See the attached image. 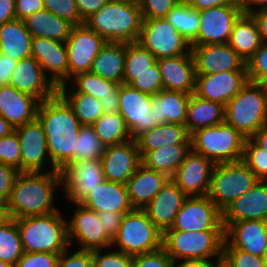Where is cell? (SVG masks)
Masks as SVG:
<instances>
[{
	"instance_id": "75",
	"label": "cell",
	"mask_w": 267,
	"mask_h": 267,
	"mask_svg": "<svg viewBox=\"0 0 267 267\" xmlns=\"http://www.w3.org/2000/svg\"><path fill=\"white\" fill-rule=\"evenodd\" d=\"M109 1H116V2H135L137 0H109Z\"/></svg>"
},
{
	"instance_id": "54",
	"label": "cell",
	"mask_w": 267,
	"mask_h": 267,
	"mask_svg": "<svg viewBox=\"0 0 267 267\" xmlns=\"http://www.w3.org/2000/svg\"><path fill=\"white\" fill-rule=\"evenodd\" d=\"M132 267H175V262L160 248L154 252L134 255Z\"/></svg>"
},
{
	"instance_id": "63",
	"label": "cell",
	"mask_w": 267,
	"mask_h": 267,
	"mask_svg": "<svg viewBox=\"0 0 267 267\" xmlns=\"http://www.w3.org/2000/svg\"><path fill=\"white\" fill-rule=\"evenodd\" d=\"M15 19V0H0V25Z\"/></svg>"
},
{
	"instance_id": "46",
	"label": "cell",
	"mask_w": 267,
	"mask_h": 267,
	"mask_svg": "<svg viewBox=\"0 0 267 267\" xmlns=\"http://www.w3.org/2000/svg\"><path fill=\"white\" fill-rule=\"evenodd\" d=\"M155 56L138 42L127 43L124 74H138L156 62Z\"/></svg>"
},
{
	"instance_id": "1",
	"label": "cell",
	"mask_w": 267,
	"mask_h": 267,
	"mask_svg": "<svg viewBox=\"0 0 267 267\" xmlns=\"http://www.w3.org/2000/svg\"><path fill=\"white\" fill-rule=\"evenodd\" d=\"M37 119L46 135L51 162L50 171H62L73 162V151L82 124L67 101L57 92L39 103Z\"/></svg>"
},
{
	"instance_id": "45",
	"label": "cell",
	"mask_w": 267,
	"mask_h": 267,
	"mask_svg": "<svg viewBox=\"0 0 267 267\" xmlns=\"http://www.w3.org/2000/svg\"><path fill=\"white\" fill-rule=\"evenodd\" d=\"M123 84L152 96L158 94L163 89V82L157 61L142 73L124 74Z\"/></svg>"
},
{
	"instance_id": "24",
	"label": "cell",
	"mask_w": 267,
	"mask_h": 267,
	"mask_svg": "<svg viewBox=\"0 0 267 267\" xmlns=\"http://www.w3.org/2000/svg\"><path fill=\"white\" fill-rule=\"evenodd\" d=\"M9 85L18 91L31 94L40 102L53 97L58 88L48 78L39 62L32 56L21 59L13 70Z\"/></svg>"
},
{
	"instance_id": "61",
	"label": "cell",
	"mask_w": 267,
	"mask_h": 267,
	"mask_svg": "<svg viewBox=\"0 0 267 267\" xmlns=\"http://www.w3.org/2000/svg\"><path fill=\"white\" fill-rule=\"evenodd\" d=\"M17 62L15 59L0 54V86L9 84Z\"/></svg>"
},
{
	"instance_id": "51",
	"label": "cell",
	"mask_w": 267,
	"mask_h": 267,
	"mask_svg": "<svg viewBox=\"0 0 267 267\" xmlns=\"http://www.w3.org/2000/svg\"><path fill=\"white\" fill-rule=\"evenodd\" d=\"M223 261L229 267H264L262 257L235 248H223Z\"/></svg>"
},
{
	"instance_id": "8",
	"label": "cell",
	"mask_w": 267,
	"mask_h": 267,
	"mask_svg": "<svg viewBox=\"0 0 267 267\" xmlns=\"http://www.w3.org/2000/svg\"><path fill=\"white\" fill-rule=\"evenodd\" d=\"M260 179L242 161L216 164L207 197L223 212Z\"/></svg>"
},
{
	"instance_id": "37",
	"label": "cell",
	"mask_w": 267,
	"mask_h": 267,
	"mask_svg": "<svg viewBox=\"0 0 267 267\" xmlns=\"http://www.w3.org/2000/svg\"><path fill=\"white\" fill-rule=\"evenodd\" d=\"M228 44L247 63L262 44L255 19L241 14L235 21Z\"/></svg>"
},
{
	"instance_id": "33",
	"label": "cell",
	"mask_w": 267,
	"mask_h": 267,
	"mask_svg": "<svg viewBox=\"0 0 267 267\" xmlns=\"http://www.w3.org/2000/svg\"><path fill=\"white\" fill-rule=\"evenodd\" d=\"M33 36L23 20H12L0 25V54L17 61L31 56Z\"/></svg>"
},
{
	"instance_id": "36",
	"label": "cell",
	"mask_w": 267,
	"mask_h": 267,
	"mask_svg": "<svg viewBox=\"0 0 267 267\" xmlns=\"http://www.w3.org/2000/svg\"><path fill=\"white\" fill-rule=\"evenodd\" d=\"M23 21L33 37H43L61 42L67 41L74 26L46 9L29 15Z\"/></svg>"
},
{
	"instance_id": "60",
	"label": "cell",
	"mask_w": 267,
	"mask_h": 267,
	"mask_svg": "<svg viewBox=\"0 0 267 267\" xmlns=\"http://www.w3.org/2000/svg\"><path fill=\"white\" fill-rule=\"evenodd\" d=\"M109 0H76L80 17L85 21L93 13L97 12Z\"/></svg>"
},
{
	"instance_id": "5",
	"label": "cell",
	"mask_w": 267,
	"mask_h": 267,
	"mask_svg": "<svg viewBox=\"0 0 267 267\" xmlns=\"http://www.w3.org/2000/svg\"><path fill=\"white\" fill-rule=\"evenodd\" d=\"M224 230L177 231L165 230L162 248L177 262L184 259L209 261L214 256L216 261L223 260Z\"/></svg>"
},
{
	"instance_id": "35",
	"label": "cell",
	"mask_w": 267,
	"mask_h": 267,
	"mask_svg": "<svg viewBox=\"0 0 267 267\" xmlns=\"http://www.w3.org/2000/svg\"><path fill=\"white\" fill-rule=\"evenodd\" d=\"M225 122V106L191 94L185 126L191 135L196 130Z\"/></svg>"
},
{
	"instance_id": "47",
	"label": "cell",
	"mask_w": 267,
	"mask_h": 267,
	"mask_svg": "<svg viewBox=\"0 0 267 267\" xmlns=\"http://www.w3.org/2000/svg\"><path fill=\"white\" fill-rule=\"evenodd\" d=\"M242 161L262 181H267V151L252 138H246Z\"/></svg>"
},
{
	"instance_id": "59",
	"label": "cell",
	"mask_w": 267,
	"mask_h": 267,
	"mask_svg": "<svg viewBox=\"0 0 267 267\" xmlns=\"http://www.w3.org/2000/svg\"><path fill=\"white\" fill-rule=\"evenodd\" d=\"M45 9L43 0H15V16L17 20H24L29 15Z\"/></svg>"
},
{
	"instance_id": "16",
	"label": "cell",
	"mask_w": 267,
	"mask_h": 267,
	"mask_svg": "<svg viewBox=\"0 0 267 267\" xmlns=\"http://www.w3.org/2000/svg\"><path fill=\"white\" fill-rule=\"evenodd\" d=\"M215 163L192 149L175 171L171 180L188 196H207Z\"/></svg>"
},
{
	"instance_id": "32",
	"label": "cell",
	"mask_w": 267,
	"mask_h": 267,
	"mask_svg": "<svg viewBox=\"0 0 267 267\" xmlns=\"http://www.w3.org/2000/svg\"><path fill=\"white\" fill-rule=\"evenodd\" d=\"M191 135L185 125L162 123L143 132L135 140L140 156L166 145L191 144Z\"/></svg>"
},
{
	"instance_id": "21",
	"label": "cell",
	"mask_w": 267,
	"mask_h": 267,
	"mask_svg": "<svg viewBox=\"0 0 267 267\" xmlns=\"http://www.w3.org/2000/svg\"><path fill=\"white\" fill-rule=\"evenodd\" d=\"M247 82V72L225 71L210 75H196L194 94L226 106Z\"/></svg>"
},
{
	"instance_id": "2",
	"label": "cell",
	"mask_w": 267,
	"mask_h": 267,
	"mask_svg": "<svg viewBox=\"0 0 267 267\" xmlns=\"http://www.w3.org/2000/svg\"><path fill=\"white\" fill-rule=\"evenodd\" d=\"M62 185L60 171L19 172L6 204L10 218L46 215L58 211L54 189Z\"/></svg>"
},
{
	"instance_id": "74",
	"label": "cell",
	"mask_w": 267,
	"mask_h": 267,
	"mask_svg": "<svg viewBox=\"0 0 267 267\" xmlns=\"http://www.w3.org/2000/svg\"><path fill=\"white\" fill-rule=\"evenodd\" d=\"M262 258H263V262H264V267H267V250L265 251Z\"/></svg>"
},
{
	"instance_id": "41",
	"label": "cell",
	"mask_w": 267,
	"mask_h": 267,
	"mask_svg": "<svg viewBox=\"0 0 267 267\" xmlns=\"http://www.w3.org/2000/svg\"><path fill=\"white\" fill-rule=\"evenodd\" d=\"M165 18L189 43L197 37L199 11L185 0L178 1Z\"/></svg>"
},
{
	"instance_id": "25",
	"label": "cell",
	"mask_w": 267,
	"mask_h": 267,
	"mask_svg": "<svg viewBox=\"0 0 267 267\" xmlns=\"http://www.w3.org/2000/svg\"><path fill=\"white\" fill-rule=\"evenodd\" d=\"M251 219L267 221V181L260 180L223 211L224 230L233 222Z\"/></svg>"
},
{
	"instance_id": "34",
	"label": "cell",
	"mask_w": 267,
	"mask_h": 267,
	"mask_svg": "<svg viewBox=\"0 0 267 267\" xmlns=\"http://www.w3.org/2000/svg\"><path fill=\"white\" fill-rule=\"evenodd\" d=\"M127 43H110L94 58L90 73L108 81L123 84Z\"/></svg>"
},
{
	"instance_id": "17",
	"label": "cell",
	"mask_w": 267,
	"mask_h": 267,
	"mask_svg": "<svg viewBox=\"0 0 267 267\" xmlns=\"http://www.w3.org/2000/svg\"><path fill=\"white\" fill-rule=\"evenodd\" d=\"M77 209L72 219L67 221V236L69 245L76 238L81 244L80 250H96L109 248L112 240L107 236L96 211L75 203Z\"/></svg>"
},
{
	"instance_id": "68",
	"label": "cell",
	"mask_w": 267,
	"mask_h": 267,
	"mask_svg": "<svg viewBox=\"0 0 267 267\" xmlns=\"http://www.w3.org/2000/svg\"><path fill=\"white\" fill-rule=\"evenodd\" d=\"M251 138L267 151V126L259 129Z\"/></svg>"
},
{
	"instance_id": "7",
	"label": "cell",
	"mask_w": 267,
	"mask_h": 267,
	"mask_svg": "<svg viewBox=\"0 0 267 267\" xmlns=\"http://www.w3.org/2000/svg\"><path fill=\"white\" fill-rule=\"evenodd\" d=\"M190 138L191 149L215 164L242 160L246 137L226 122L196 130Z\"/></svg>"
},
{
	"instance_id": "12",
	"label": "cell",
	"mask_w": 267,
	"mask_h": 267,
	"mask_svg": "<svg viewBox=\"0 0 267 267\" xmlns=\"http://www.w3.org/2000/svg\"><path fill=\"white\" fill-rule=\"evenodd\" d=\"M167 230H224L223 212L207 197H188Z\"/></svg>"
},
{
	"instance_id": "72",
	"label": "cell",
	"mask_w": 267,
	"mask_h": 267,
	"mask_svg": "<svg viewBox=\"0 0 267 267\" xmlns=\"http://www.w3.org/2000/svg\"><path fill=\"white\" fill-rule=\"evenodd\" d=\"M267 94V76L259 83Z\"/></svg>"
},
{
	"instance_id": "6",
	"label": "cell",
	"mask_w": 267,
	"mask_h": 267,
	"mask_svg": "<svg viewBox=\"0 0 267 267\" xmlns=\"http://www.w3.org/2000/svg\"><path fill=\"white\" fill-rule=\"evenodd\" d=\"M225 122L246 138L267 126V94L259 83L248 81L226 104Z\"/></svg>"
},
{
	"instance_id": "27",
	"label": "cell",
	"mask_w": 267,
	"mask_h": 267,
	"mask_svg": "<svg viewBox=\"0 0 267 267\" xmlns=\"http://www.w3.org/2000/svg\"><path fill=\"white\" fill-rule=\"evenodd\" d=\"M40 101L14 86H0V115L13 127L34 121Z\"/></svg>"
},
{
	"instance_id": "50",
	"label": "cell",
	"mask_w": 267,
	"mask_h": 267,
	"mask_svg": "<svg viewBox=\"0 0 267 267\" xmlns=\"http://www.w3.org/2000/svg\"><path fill=\"white\" fill-rule=\"evenodd\" d=\"M248 81L260 83L267 76V42L246 63Z\"/></svg>"
},
{
	"instance_id": "39",
	"label": "cell",
	"mask_w": 267,
	"mask_h": 267,
	"mask_svg": "<svg viewBox=\"0 0 267 267\" xmlns=\"http://www.w3.org/2000/svg\"><path fill=\"white\" fill-rule=\"evenodd\" d=\"M72 79L75 80V86L71 91L67 90V83H65L58 87V92H83L99 100L107 97H119L120 85L98 75L90 72L79 73Z\"/></svg>"
},
{
	"instance_id": "19",
	"label": "cell",
	"mask_w": 267,
	"mask_h": 267,
	"mask_svg": "<svg viewBox=\"0 0 267 267\" xmlns=\"http://www.w3.org/2000/svg\"><path fill=\"white\" fill-rule=\"evenodd\" d=\"M14 130L20 144L21 172H41L46 159L50 160L42 124L36 118Z\"/></svg>"
},
{
	"instance_id": "57",
	"label": "cell",
	"mask_w": 267,
	"mask_h": 267,
	"mask_svg": "<svg viewBox=\"0 0 267 267\" xmlns=\"http://www.w3.org/2000/svg\"><path fill=\"white\" fill-rule=\"evenodd\" d=\"M18 174L15 167L0 163V204L6 206Z\"/></svg>"
},
{
	"instance_id": "44",
	"label": "cell",
	"mask_w": 267,
	"mask_h": 267,
	"mask_svg": "<svg viewBox=\"0 0 267 267\" xmlns=\"http://www.w3.org/2000/svg\"><path fill=\"white\" fill-rule=\"evenodd\" d=\"M105 148L94 127L82 125L79 129L76 150L73 151V162L101 159Z\"/></svg>"
},
{
	"instance_id": "23",
	"label": "cell",
	"mask_w": 267,
	"mask_h": 267,
	"mask_svg": "<svg viewBox=\"0 0 267 267\" xmlns=\"http://www.w3.org/2000/svg\"><path fill=\"white\" fill-rule=\"evenodd\" d=\"M224 239L223 248H235L263 257L267 250V221L233 222L224 230Z\"/></svg>"
},
{
	"instance_id": "64",
	"label": "cell",
	"mask_w": 267,
	"mask_h": 267,
	"mask_svg": "<svg viewBox=\"0 0 267 267\" xmlns=\"http://www.w3.org/2000/svg\"><path fill=\"white\" fill-rule=\"evenodd\" d=\"M255 19L262 42H267V9L256 10L251 14Z\"/></svg>"
},
{
	"instance_id": "48",
	"label": "cell",
	"mask_w": 267,
	"mask_h": 267,
	"mask_svg": "<svg viewBox=\"0 0 267 267\" xmlns=\"http://www.w3.org/2000/svg\"><path fill=\"white\" fill-rule=\"evenodd\" d=\"M0 163L13 166L21 172L20 144L15 130L0 138Z\"/></svg>"
},
{
	"instance_id": "70",
	"label": "cell",
	"mask_w": 267,
	"mask_h": 267,
	"mask_svg": "<svg viewBox=\"0 0 267 267\" xmlns=\"http://www.w3.org/2000/svg\"><path fill=\"white\" fill-rule=\"evenodd\" d=\"M7 208L5 205L0 204V225L8 219Z\"/></svg>"
},
{
	"instance_id": "26",
	"label": "cell",
	"mask_w": 267,
	"mask_h": 267,
	"mask_svg": "<svg viewBox=\"0 0 267 267\" xmlns=\"http://www.w3.org/2000/svg\"><path fill=\"white\" fill-rule=\"evenodd\" d=\"M188 196L171 180L142 208L149 219L162 231L171 228L175 217Z\"/></svg>"
},
{
	"instance_id": "10",
	"label": "cell",
	"mask_w": 267,
	"mask_h": 267,
	"mask_svg": "<svg viewBox=\"0 0 267 267\" xmlns=\"http://www.w3.org/2000/svg\"><path fill=\"white\" fill-rule=\"evenodd\" d=\"M137 42L149 50L156 60L192 54L190 43L166 18L143 19Z\"/></svg>"
},
{
	"instance_id": "67",
	"label": "cell",
	"mask_w": 267,
	"mask_h": 267,
	"mask_svg": "<svg viewBox=\"0 0 267 267\" xmlns=\"http://www.w3.org/2000/svg\"><path fill=\"white\" fill-rule=\"evenodd\" d=\"M213 262L200 259H184L176 267H212Z\"/></svg>"
},
{
	"instance_id": "55",
	"label": "cell",
	"mask_w": 267,
	"mask_h": 267,
	"mask_svg": "<svg viewBox=\"0 0 267 267\" xmlns=\"http://www.w3.org/2000/svg\"><path fill=\"white\" fill-rule=\"evenodd\" d=\"M61 253L24 252L15 267H57Z\"/></svg>"
},
{
	"instance_id": "66",
	"label": "cell",
	"mask_w": 267,
	"mask_h": 267,
	"mask_svg": "<svg viewBox=\"0 0 267 267\" xmlns=\"http://www.w3.org/2000/svg\"><path fill=\"white\" fill-rule=\"evenodd\" d=\"M119 97H107L100 99L104 113H117L119 111Z\"/></svg>"
},
{
	"instance_id": "31",
	"label": "cell",
	"mask_w": 267,
	"mask_h": 267,
	"mask_svg": "<svg viewBox=\"0 0 267 267\" xmlns=\"http://www.w3.org/2000/svg\"><path fill=\"white\" fill-rule=\"evenodd\" d=\"M191 94L162 89L152 97L150 113L157 125L175 123L185 125Z\"/></svg>"
},
{
	"instance_id": "73",
	"label": "cell",
	"mask_w": 267,
	"mask_h": 267,
	"mask_svg": "<svg viewBox=\"0 0 267 267\" xmlns=\"http://www.w3.org/2000/svg\"><path fill=\"white\" fill-rule=\"evenodd\" d=\"M0 267H15V265L3 262L0 260Z\"/></svg>"
},
{
	"instance_id": "30",
	"label": "cell",
	"mask_w": 267,
	"mask_h": 267,
	"mask_svg": "<svg viewBox=\"0 0 267 267\" xmlns=\"http://www.w3.org/2000/svg\"><path fill=\"white\" fill-rule=\"evenodd\" d=\"M170 178L140 164L126 183L129 200L134 208H144Z\"/></svg>"
},
{
	"instance_id": "40",
	"label": "cell",
	"mask_w": 267,
	"mask_h": 267,
	"mask_svg": "<svg viewBox=\"0 0 267 267\" xmlns=\"http://www.w3.org/2000/svg\"><path fill=\"white\" fill-rule=\"evenodd\" d=\"M92 126L105 147L132 139L125 120L118 112L104 113Z\"/></svg>"
},
{
	"instance_id": "56",
	"label": "cell",
	"mask_w": 267,
	"mask_h": 267,
	"mask_svg": "<svg viewBox=\"0 0 267 267\" xmlns=\"http://www.w3.org/2000/svg\"><path fill=\"white\" fill-rule=\"evenodd\" d=\"M67 253L66 250L61 252L57 267H93V251L78 249L71 256Z\"/></svg>"
},
{
	"instance_id": "9",
	"label": "cell",
	"mask_w": 267,
	"mask_h": 267,
	"mask_svg": "<svg viewBox=\"0 0 267 267\" xmlns=\"http://www.w3.org/2000/svg\"><path fill=\"white\" fill-rule=\"evenodd\" d=\"M163 232L143 209L134 208L124 214L117 236L112 240L125 254L138 255L162 248Z\"/></svg>"
},
{
	"instance_id": "15",
	"label": "cell",
	"mask_w": 267,
	"mask_h": 267,
	"mask_svg": "<svg viewBox=\"0 0 267 267\" xmlns=\"http://www.w3.org/2000/svg\"><path fill=\"white\" fill-rule=\"evenodd\" d=\"M152 97L130 85L120 84L118 113L125 120L133 140L143 132L157 126L150 113Z\"/></svg>"
},
{
	"instance_id": "13",
	"label": "cell",
	"mask_w": 267,
	"mask_h": 267,
	"mask_svg": "<svg viewBox=\"0 0 267 267\" xmlns=\"http://www.w3.org/2000/svg\"><path fill=\"white\" fill-rule=\"evenodd\" d=\"M65 43L71 79L76 74L90 72L94 58L107 41L84 23L73 26Z\"/></svg>"
},
{
	"instance_id": "14",
	"label": "cell",
	"mask_w": 267,
	"mask_h": 267,
	"mask_svg": "<svg viewBox=\"0 0 267 267\" xmlns=\"http://www.w3.org/2000/svg\"><path fill=\"white\" fill-rule=\"evenodd\" d=\"M60 173L65 195L74 204L106 180L101 159L72 162Z\"/></svg>"
},
{
	"instance_id": "71",
	"label": "cell",
	"mask_w": 267,
	"mask_h": 267,
	"mask_svg": "<svg viewBox=\"0 0 267 267\" xmlns=\"http://www.w3.org/2000/svg\"><path fill=\"white\" fill-rule=\"evenodd\" d=\"M212 267H229L225 261L221 260L216 262V265L213 263Z\"/></svg>"
},
{
	"instance_id": "29",
	"label": "cell",
	"mask_w": 267,
	"mask_h": 267,
	"mask_svg": "<svg viewBox=\"0 0 267 267\" xmlns=\"http://www.w3.org/2000/svg\"><path fill=\"white\" fill-rule=\"evenodd\" d=\"M80 204L96 212L126 214L134 209L129 200L126 184L107 180L97 185Z\"/></svg>"
},
{
	"instance_id": "53",
	"label": "cell",
	"mask_w": 267,
	"mask_h": 267,
	"mask_svg": "<svg viewBox=\"0 0 267 267\" xmlns=\"http://www.w3.org/2000/svg\"><path fill=\"white\" fill-rule=\"evenodd\" d=\"M180 0H137L142 19L165 18Z\"/></svg>"
},
{
	"instance_id": "4",
	"label": "cell",
	"mask_w": 267,
	"mask_h": 267,
	"mask_svg": "<svg viewBox=\"0 0 267 267\" xmlns=\"http://www.w3.org/2000/svg\"><path fill=\"white\" fill-rule=\"evenodd\" d=\"M59 211L16 218L24 252L61 253L67 250V221Z\"/></svg>"
},
{
	"instance_id": "28",
	"label": "cell",
	"mask_w": 267,
	"mask_h": 267,
	"mask_svg": "<svg viewBox=\"0 0 267 267\" xmlns=\"http://www.w3.org/2000/svg\"><path fill=\"white\" fill-rule=\"evenodd\" d=\"M157 63L164 90L194 93L196 69L192 54L161 58Z\"/></svg>"
},
{
	"instance_id": "58",
	"label": "cell",
	"mask_w": 267,
	"mask_h": 267,
	"mask_svg": "<svg viewBox=\"0 0 267 267\" xmlns=\"http://www.w3.org/2000/svg\"><path fill=\"white\" fill-rule=\"evenodd\" d=\"M107 236L113 240L119 231L124 214L110 211L97 212Z\"/></svg>"
},
{
	"instance_id": "65",
	"label": "cell",
	"mask_w": 267,
	"mask_h": 267,
	"mask_svg": "<svg viewBox=\"0 0 267 267\" xmlns=\"http://www.w3.org/2000/svg\"><path fill=\"white\" fill-rule=\"evenodd\" d=\"M237 4L242 14H252L255 11L253 5L260 6L258 10L267 9V0H237Z\"/></svg>"
},
{
	"instance_id": "38",
	"label": "cell",
	"mask_w": 267,
	"mask_h": 267,
	"mask_svg": "<svg viewBox=\"0 0 267 267\" xmlns=\"http://www.w3.org/2000/svg\"><path fill=\"white\" fill-rule=\"evenodd\" d=\"M191 150V144L166 145L147 151L141 156V164L171 178Z\"/></svg>"
},
{
	"instance_id": "20",
	"label": "cell",
	"mask_w": 267,
	"mask_h": 267,
	"mask_svg": "<svg viewBox=\"0 0 267 267\" xmlns=\"http://www.w3.org/2000/svg\"><path fill=\"white\" fill-rule=\"evenodd\" d=\"M101 162L107 181L126 184L141 164L136 140L107 146Z\"/></svg>"
},
{
	"instance_id": "11",
	"label": "cell",
	"mask_w": 267,
	"mask_h": 267,
	"mask_svg": "<svg viewBox=\"0 0 267 267\" xmlns=\"http://www.w3.org/2000/svg\"><path fill=\"white\" fill-rule=\"evenodd\" d=\"M242 14L238 4L199 11V31L191 46L228 43L235 21Z\"/></svg>"
},
{
	"instance_id": "42",
	"label": "cell",
	"mask_w": 267,
	"mask_h": 267,
	"mask_svg": "<svg viewBox=\"0 0 267 267\" xmlns=\"http://www.w3.org/2000/svg\"><path fill=\"white\" fill-rule=\"evenodd\" d=\"M71 106L82 125L94 124L103 114L99 99L83 92H58Z\"/></svg>"
},
{
	"instance_id": "18",
	"label": "cell",
	"mask_w": 267,
	"mask_h": 267,
	"mask_svg": "<svg viewBox=\"0 0 267 267\" xmlns=\"http://www.w3.org/2000/svg\"><path fill=\"white\" fill-rule=\"evenodd\" d=\"M196 75L225 71L247 72L246 62L228 43L191 46Z\"/></svg>"
},
{
	"instance_id": "52",
	"label": "cell",
	"mask_w": 267,
	"mask_h": 267,
	"mask_svg": "<svg viewBox=\"0 0 267 267\" xmlns=\"http://www.w3.org/2000/svg\"><path fill=\"white\" fill-rule=\"evenodd\" d=\"M101 251V249L93 250V267H132V255L117 249L104 255Z\"/></svg>"
},
{
	"instance_id": "49",
	"label": "cell",
	"mask_w": 267,
	"mask_h": 267,
	"mask_svg": "<svg viewBox=\"0 0 267 267\" xmlns=\"http://www.w3.org/2000/svg\"><path fill=\"white\" fill-rule=\"evenodd\" d=\"M46 10L69 21L74 26L84 24L77 9L76 0H43Z\"/></svg>"
},
{
	"instance_id": "62",
	"label": "cell",
	"mask_w": 267,
	"mask_h": 267,
	"mask_svg": "<svg viewBox=\"0 0 267 267\" xmlns=\"http://www.w3.org/2000/svg\"><path fill=\"white\" fill-rule=\"evenodd\" d=\"M191 7L202 11L211 7L226 4H237V0H185Z\"/></svg>"
},
{
	"instance_id": "43",
	"label": "cell",
	"mask_w": 267,
	"mask_h": 267,
	"mask_svg": "<svg viewBox=\"0 0 267 267\" xmlns=\"http://www.w3.org/2000/svg\"><path fill=\"white\" fill-rule=\"evenodd\" d=\"M24 254L20 233L14 218L0 225V260L12 265Z\"/></svg>"
},
{
	"instance_id": "69",
	"label": "cell",
	"mask_w": 267,
	"mask_h": 267,
	"mask_svg": "<svg viewBox=\"0 0 267 267\" xmlns=\"http://www.w3.org/2000/svg\"><path fill=\"white\" fill-rule=\"evenodd\" d=\"M14 128L0 115V138L8 135Z\"/></svg>"
},
{
	"instance_id": "22",
	"label": "cell",
	"mask_w": 267,
	"mask_h": 267,
	"mask_svg": "<svg viewBox=\"0 0 267 267\" xmlns=\"http://www.w3.org/2000/svg\"><path fill=\"white\" fill-rule=\"evenodd\" d=\"M31 56L39 62L46 76V71H51L50 80L57 88L68 83L69 65L65 42L33 37Z\"/></svg>"
},
{
	"instance_id": "3",
	"label": "cell",
	"mask_w": 267,
	"mask_h": 267,
	"mask_svg": "<svg viewBox=\"0 0 267 267\" xmlns=\"http://www.w3.org/2000/svg\"><path fill=\"white\" fill-rule=\"evenodd\" d=\"M142 21L137 1H108L85 24L107 42L133 43L139 39Z\"/></svg>"
}]
</instances>
